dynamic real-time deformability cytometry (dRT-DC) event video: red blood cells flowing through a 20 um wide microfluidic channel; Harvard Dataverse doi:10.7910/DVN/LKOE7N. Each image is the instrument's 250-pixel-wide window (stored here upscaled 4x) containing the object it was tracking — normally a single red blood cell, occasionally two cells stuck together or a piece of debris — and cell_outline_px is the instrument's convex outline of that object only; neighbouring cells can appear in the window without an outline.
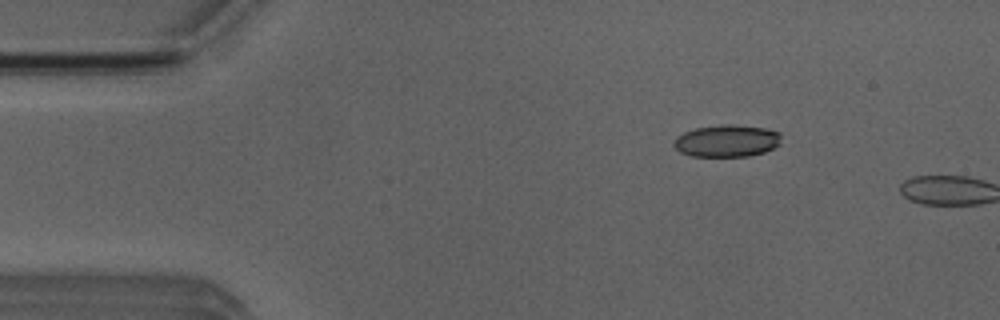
{"species": "Egyptian fruit bat (a non-hibernating species)", "species_latin": "Rousettus aegyptiacus", "temperature_condition": "room temperature", "stored_images_in_passage": 2, "camera_frame_rate_fps": 3000, "um_per_image_px": 0.085, "animal": {"sex": "male"}, "frame": {"image": 1, "passage_image": 1, "time_ms": 0.0, "image_size_px": [1000, 320], "cell_outline_px": [[780, 144], [764, 152], [748, 156], [692, 156], [680, 152], [672, 144], [676, 136], [684, 132], [696, 128], [724, 124], [732, 124], [764, 128], [780, 132]], "centroid_in_image_um": [61.76, 11.97], "position_along_channel_um": 23.2, "area_um2": 20.06}}